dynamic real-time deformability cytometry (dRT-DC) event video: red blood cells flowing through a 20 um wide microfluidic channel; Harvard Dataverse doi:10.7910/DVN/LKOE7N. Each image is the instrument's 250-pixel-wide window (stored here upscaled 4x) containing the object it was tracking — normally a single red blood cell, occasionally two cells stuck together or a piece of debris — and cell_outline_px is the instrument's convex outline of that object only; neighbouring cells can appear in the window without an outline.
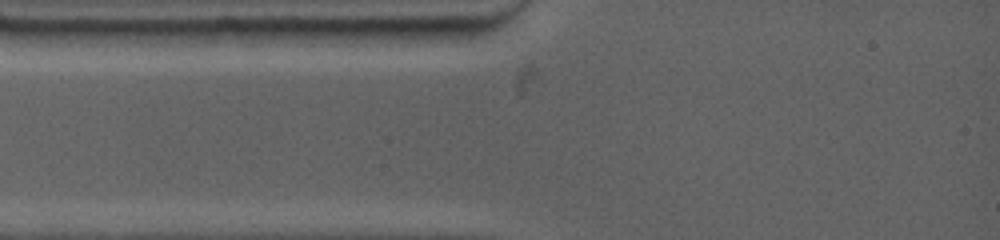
{"species": "common noctule bat (a hibernating species)", "species_latin": "Nyctalus noctula", "temperature_condition": "warm", "stored_images_in_passage": 3, "camera_frame_rate_fps": 4500, "um_per_image_px": 0.085, "animal": {"sex": "female", "body_mass_g": 19.0, "forearm_length_mm": 53.3}, "frame": {"image": 1, "passage_image": 1, "time_ms": 0.0, "image_size_px": [1000, 240], "cell_outline_px": [[476, 28], [472, 36], [464, 44], [384, 44], [328, 28]], "centroid_in_image_um": [35.06, 2.99], "position_along_channel_um": 49.9, "area_um2": 13.29}}